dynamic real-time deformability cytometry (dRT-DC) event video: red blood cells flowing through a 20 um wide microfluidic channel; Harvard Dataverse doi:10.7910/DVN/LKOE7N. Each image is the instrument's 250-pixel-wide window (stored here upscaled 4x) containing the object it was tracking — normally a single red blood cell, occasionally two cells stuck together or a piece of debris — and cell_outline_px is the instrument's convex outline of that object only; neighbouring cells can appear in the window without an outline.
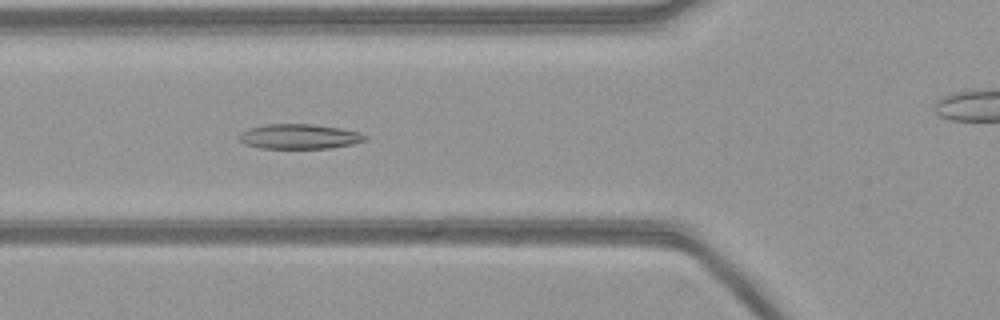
{"species": "common noctule bat (a hibernating species)", "species_latin": "Nyctalus noctula", "temperature_condition": "warm", "stored_images_in_passage": 55, "camera_frame_rate_fps": 3000, "um_per_image_px": 0.085, "animal": {"sex": "female", "body_mass_g": 21.9}, "frame": {"image": 1, "passage_image": 19, "time_ms": 6.0, "image_size_px": [1000, 320], "cell_outline_px": [[368, 140], [352, 144], [332, 148], [260, 148], [244, 144], [236, 136], [240, 132], [248, 128], [268, 124], [312, 124], [340, 128], [360, 132], [368, 136]], "centroid_in_image_um": [25.44, 11.6], "position_along_channel_um": 100.4, "area_um2": 18.44}}
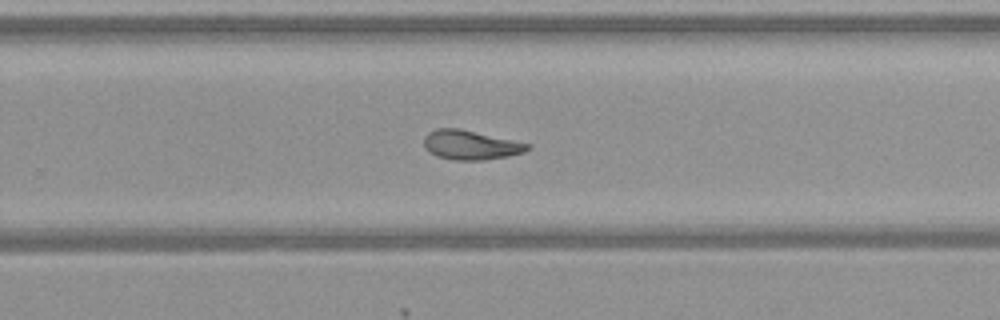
{"frame": {"image": 2, "passage_image": 34, "time_ms": 11.0, "image_size_px": [1000, 320], "cell_outline_px": [[532, 148], [524, 152], [508, 156], [484, 160], [456, 160], [436, 156], [428, 152], [424, 148], [424, 136], [428, 132], [436, 128], [456, 128], [532, 144]], "centroid_in_image_um": [39.99, 12.33], "position_along_channel_um": 289.8, "area_um2": 17.74}}
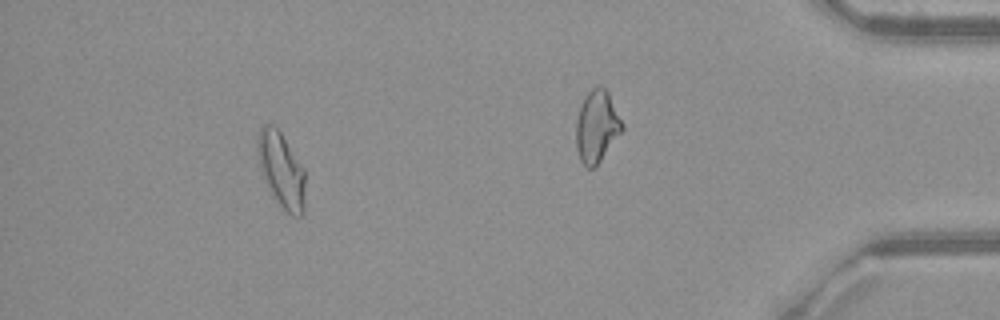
{"frame": {"image": 3, "passage_image": 49, "time_ms": 16.0, "image_size_px": [1000, 320], "cell_outline_px": [[304, 212], [300, 216], [292, 216], [276, 200], [268, 188], [260, 172], [256, 148], [256, 136], [260, 128], [264, 124], [272, 124], [280, 132], [304, 168]], "centroid_in_image_um": [23.87, 14.41], "position_along_channel_um": 411.3, "area_um2": 20.92}}